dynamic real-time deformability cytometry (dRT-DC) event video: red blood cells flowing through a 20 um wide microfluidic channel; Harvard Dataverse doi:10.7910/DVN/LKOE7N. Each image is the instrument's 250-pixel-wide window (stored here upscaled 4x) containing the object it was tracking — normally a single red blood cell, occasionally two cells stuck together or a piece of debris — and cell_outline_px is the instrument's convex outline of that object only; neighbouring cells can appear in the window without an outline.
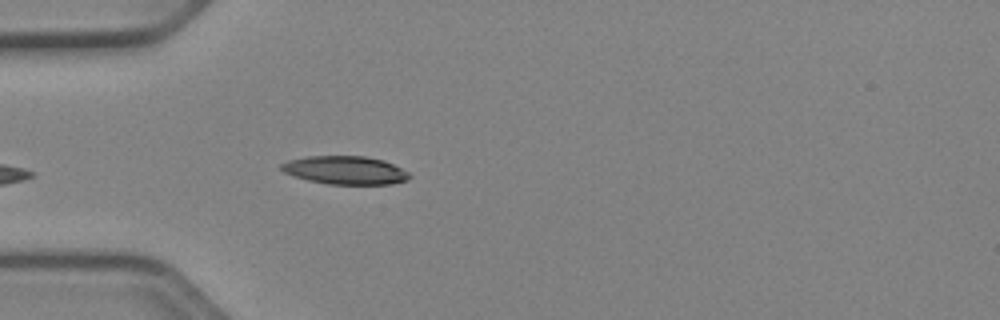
{"species": "Egyptian fruit bat (a non-hibernating species)", "species_latin": "Rousettus aegyptiacus", "temperature_condition": "cold", "stored_images_in_passage": 25, "camera_frame_rate_fps": 3000, "um_per_image_px": 0.085, "animal": {"sex": "female"}, "frame": {"image": 1, "passage_image": 2, "time_ms": 0.333, "image_size_px": [1000, 320], "cell_outline_px": [[412, 176], [408, 180], [392, 184], [328, 184], [308, 180], [284, 172], [280, 168], [280, 164], [288, 160], [308, 156], [364, 156], [384, 160], [408, 172]], "centroid_in_image_um": [29.35, 14.46], "position_along_channel_um": 55.6, "area_um2": 21.04}}
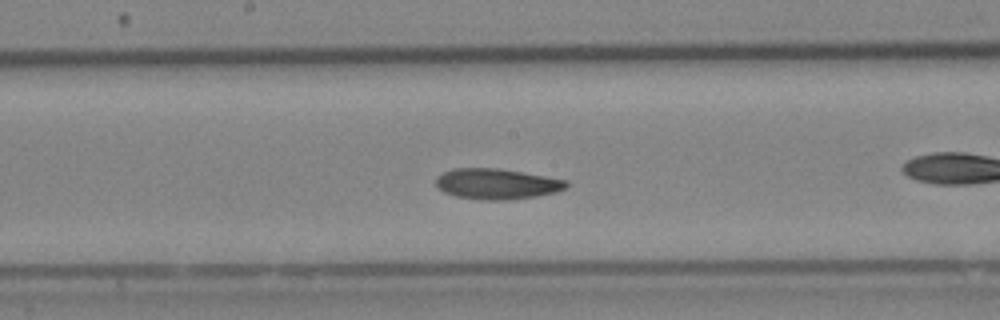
{"frame": {"image": 2, "passage_image": 11, "time_ms": 3.333, "image_size_px": [1000, 320], "cell_outline_px": [[568, 188], [556, 192], [536, 196], [508, 200], [488, 200], [456, 196], [444, 192], [436, 184], [436, 176], [452, 168], [496, 168], [568, 180]], "centroid_in_image_um": [42.24, 15.63], "position_along_channel_um": 206.0, "area_um2": 23.12}}
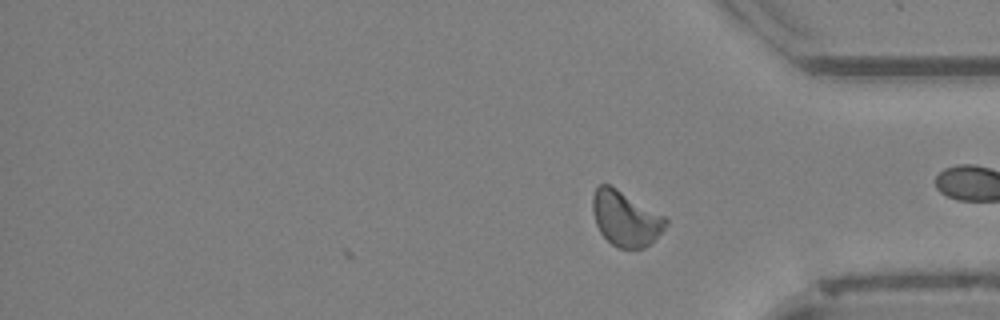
{"frame": {"image": 3, "passage_image": 25, "time_ms": 8.0, "image_size_px": [1000, 320], "cell_outline_px": [[668, 224], [644, 248], [616, 248], [600, 232], [596, 224], [592, 212], [592, 196], [596, 188], [600, 184], [608, 184], [616, 188], [664, 216], [668, 220]], "centroid_in_image_um": [53.13, 18.57], "position_along_channel_um": 382.1, "area_um2": 23.06}, "authors_computed_cell_mechanics": {"area_um2": 22.5998, "velocity_mm_per_s": 3.9111, "shape_relaxation_time_tau1_ms": null, "shape_relaxation_time_tau2_ms": 4.0892, "deformation_change_tau1": null, "deformation_change_tau2": 0.0897}}